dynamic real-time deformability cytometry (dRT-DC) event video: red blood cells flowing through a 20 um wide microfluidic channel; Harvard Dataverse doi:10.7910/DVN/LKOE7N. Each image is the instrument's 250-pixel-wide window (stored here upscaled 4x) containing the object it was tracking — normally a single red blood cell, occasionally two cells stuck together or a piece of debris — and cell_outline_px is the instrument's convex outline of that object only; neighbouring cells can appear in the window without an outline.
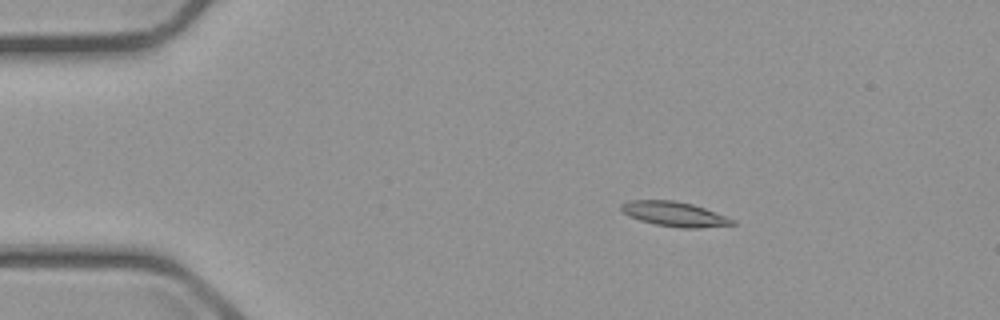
{"species": "common noctule bat (a hibernating species)", "species_latin": "Nyctalus noctula", "temperature_condition": "cold", "stored_images_in_passage": 3, "camera_frame_rate_fps": 3000, "um_per_image_px": 0.085, "animal": {"sex": "male", "body_mass_g": 23.1, "forearm_length_mm": 52.7}, "frame": {"image": 1, "passage_image": 1, "time_ms": 0.0, "image_size_px": [1000, 320], "cell_outline_px": [[736, 224], [700, 228], [680, 228], [656, 224], [640, 220], [628, 216], [620, 208], [620, 204], [628, 200], [672, 200], [692, 204], [704, 208], [736, 220]], "centroid_in_image_um": [57.32, 18.19], "position_along_channel_um": 27.7, "area_um2": 15.95}}